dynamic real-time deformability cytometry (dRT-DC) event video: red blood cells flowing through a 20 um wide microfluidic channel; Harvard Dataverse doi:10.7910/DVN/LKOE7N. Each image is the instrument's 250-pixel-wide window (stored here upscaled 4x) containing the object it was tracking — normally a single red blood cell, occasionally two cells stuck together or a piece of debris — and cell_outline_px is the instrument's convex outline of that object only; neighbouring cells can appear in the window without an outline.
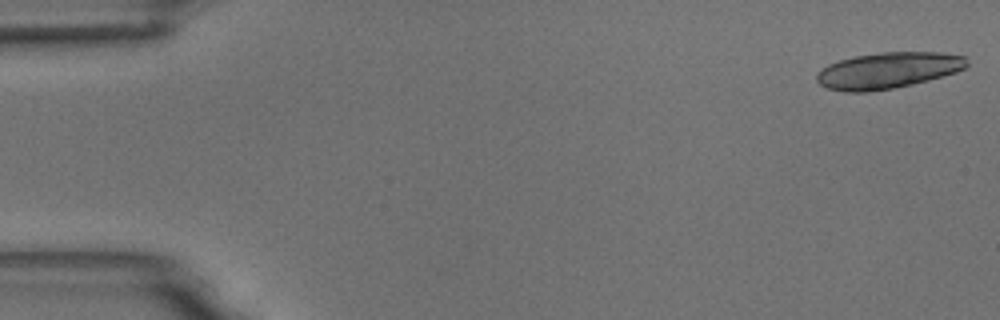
{"species": "common noctule bat (a hibernating species)", "species_latin": "Nyctalus noctula", "temperature_condition": "room temperature", "stored_images_in_passage": 6, "camera_frame_rate_fps": 3000, "um_per_image_px": 0.085, "animal": {"sex": "male", "body_mass_g": 18.8}, "frame": {"image": 1, "passage_image": 1, "time_ms": 0.0, "image_size_px": [1000, 320], "cell_outline_px": [[968, 64], [964, 68], [956, 72], [928, 80], [912, 84], [892, 88], [868, 92], [844, 92], [828, 88], [820, 84], [816, 80], [816, 72], [828, 64], [840, 60], [856, 56], [880, 52], [940, 52], [964, 56]], "centroid_in_image_um": [75.45, 5.98], "position_along_channel_um": 9.6, "area_um2": 31.56}}